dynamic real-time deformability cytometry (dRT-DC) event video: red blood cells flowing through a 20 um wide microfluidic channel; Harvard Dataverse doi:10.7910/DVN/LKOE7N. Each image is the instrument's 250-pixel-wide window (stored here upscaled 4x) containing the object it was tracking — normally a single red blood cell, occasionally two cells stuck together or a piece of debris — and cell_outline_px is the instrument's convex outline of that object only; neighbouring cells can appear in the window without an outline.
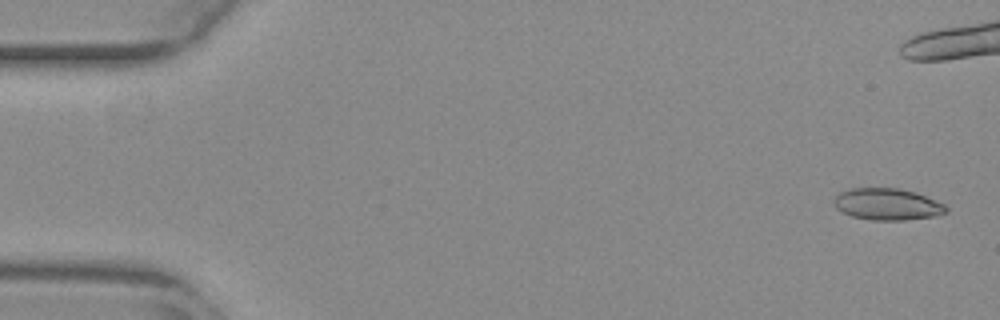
{"species": "common noctule bat (a hibernating species)", "species_latin": "Nyctalus noctula", "temperature_condition": "warm", "stored_images_in_passage": 43, "camera_frame_rate_fps": 3000, "um_per_image_px": 0.085, "animal": {"sex": "female", "body_mass_g": 29.2, "forearm_length_mm": 56.3}, "frame": {"image": 1, "passage_image": 2, "time_ms": 0.333, "image_size_px": [1000, 320], "cell_outline_px": [[948, 212], [936, 216], [904, 220], [872, 220], [852, 216], [836, 208], [832, 200], [840, 192], [848, 188], [900, 188], [916, 192], [944, 204], [948, 208]], "centroid_in_image_um": [75.43, 17.35], "position_along_channel_um": 9.6, "area_um2": 20.81}}
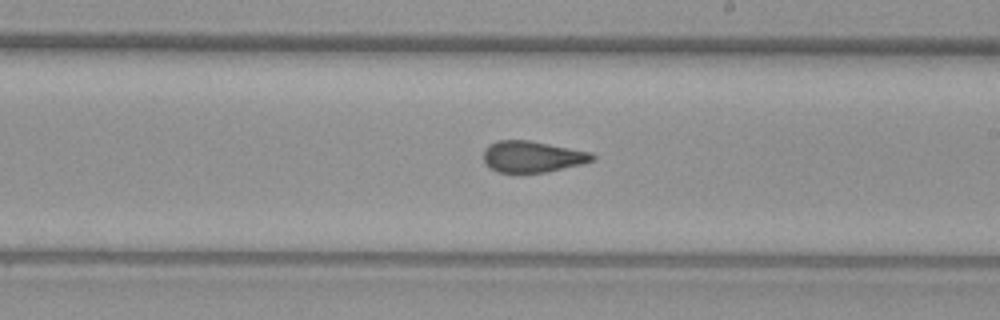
{"frame": {"image": 2, "passage_image": 31, "time_ms": 10.0, "image_size_px": [1000, 320], "cell_outline_px": [[596, 156], [592, 160], [580, 164], [548, 172], [496, 172], [488, 168], [484, 160], [484, 148], [488, 144], [496, 140], [528, 140], [592, 152]], "centroid_in_image_um": [45.2, 13.31], "position_along_channel_um": 243.8, "area_um2": 19.88}}
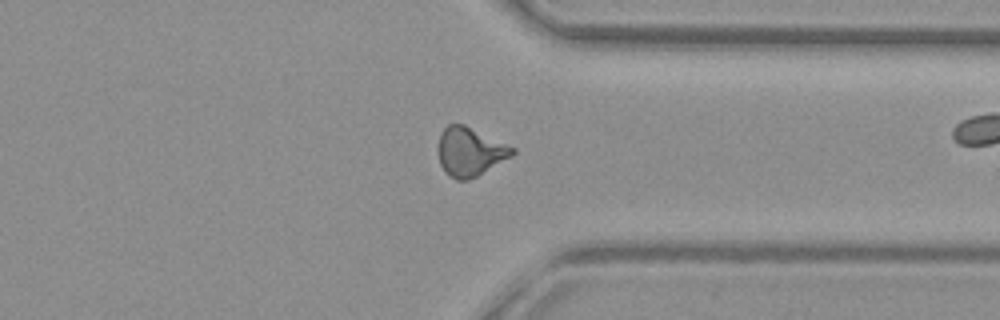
{"frame": {"image": 3, "passage_image": 41, "time_ms": 13.333, "image_size_px": [1000, 320], "cell_outline_px": [[516, 152], [512, 156], [476, 176], [468, 180], [456, 180], [448, 176], [444, 172], [440, 164], [440, 132], [448, 124], [464, 124], [516, 148]], "centroid_in_image_um": [39.96, 12.9], "position_along_channel_um": 371.4, "area_um2": 20.87}}